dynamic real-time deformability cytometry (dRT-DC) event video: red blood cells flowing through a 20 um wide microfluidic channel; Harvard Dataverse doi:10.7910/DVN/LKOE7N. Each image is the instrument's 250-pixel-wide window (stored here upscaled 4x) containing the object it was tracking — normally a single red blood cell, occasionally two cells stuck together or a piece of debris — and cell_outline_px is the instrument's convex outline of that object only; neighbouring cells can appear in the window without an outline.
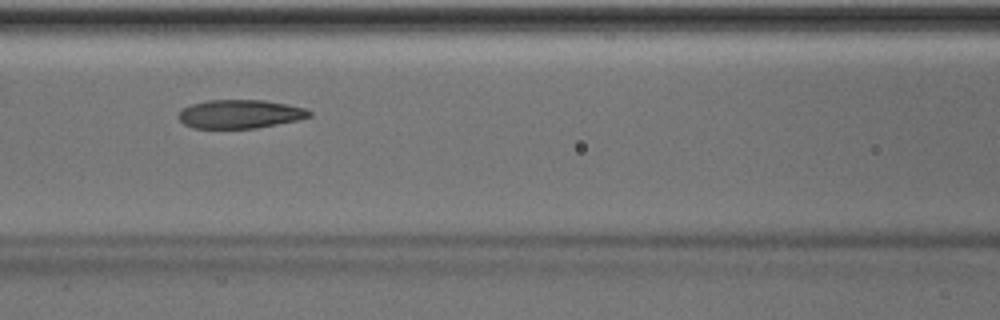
{"species": "Egyptian fruit bat (a non-hibernating species)", "species_latin": "Rousettus aegyptiacus", "temperature_condition": "room temperature", "stored_images_in_passage": 8, "camera_frame_rate_fps": 3000, "um_per_image_px": 0.085, "animal": {"sex": "male"}, "frame": {"image": 1, "passage_image": 7, "time_ms": 7.667, "image_size_px": [1000, 320], "cell_outline_px": [[312, 116], [300, 120], [256, 128], [192, 128], [184, 124], [176, 116], [184, 108], [192, 104], [208, 100], [264, 100], [304, 108], [312, 112]], "centroid_in_image_um": [20.4, 9.7], "position_along_channel_um": 146.2, "area_um2": 21.79}}